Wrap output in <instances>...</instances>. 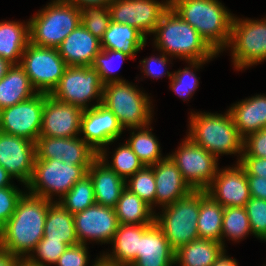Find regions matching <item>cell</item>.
<instances>
[{"instance_id":"3957f363","label":"cell","mask_w":266,"mask_h":266,"mask_svg":"<svg viewBox=\"0 0 266 266\" xmlns=\"http://www.w3.org/2000/svg\"><path fill=\"white\" fill-rule=\"evenodd\" d=\"M170 7L217 54L229 45L233 16L218 0H170Z\"/></svg>"},{"instance_id":"8992f818","label":"cell","mask_w":266,"mask_h":266,"mask_svg":"<svg viewBox=\"0 0 266 266\" xmlns=\"http://www.w3.org/2000/svg\"><path fill=\"white\" fill-rule=\"evenodd\" d=\"M101 104L117 117L123 129L137 130L151 124L150 96L127 81L105 84Z\"/></svg>"},{"instance_id":"ac0fdd59","label":"cell","mask_w":266,"mask_h":266,"mask_svg":"<svg viewBox=\"0 0 266 266\" xmlns=\"http://www.w3.org/2000/svg\"><path fill=\"white\" fill-rule=\"evenodd\" d=\"M83 109L55 100L44 93V108L40 136L76 137L80 133Z\"/></svg>"},{"instance_id":"d6a6232c","label":"cell","mask_w":266,"mask_h":266,"mask_svg":"<svg viewBox=\"0 0 266 266\" xmlns=\"http://www.w3.org/2000/svg\"><path fill=\"white\" fill-rule=\"evenodd\" d=\"M119 224L150 225L155 222L151 206L125 188L114 207Z\"/></svg>"},{"instance_id":"e0dca14e","label":"cell","mask_w":266,"mask_h":266,"mask_svg":"<svg viewBox=\"0 0 266 266\" xmlns=\"http://www.w3.org/2000/svg\"><path fill=\"white\" fill-rule=\"evenodd\" d=\"M35 158V142L0 131V165L25 186L32 177Z\"/></svg>"},{"instance_id":"7a4b0ae2","label":"cell","mask_w":266,"mask_h":266,"mask_svg":"<svg viewBox=\"0 0 266 266\" xmlns=\"http://www.w3.org/2000/svg\"><path fill=\"white\" fill-rule=\"evenodd\" d=\"M152 34L156 36L154 44L157 50L188 61L191 68L198 69L217 55L197 30L171 7L162 15Z\"/></svg>"},{"instance_id":"484cf974","label":"cell","mask_w":266,"mask_h":266,"mask_svg":"<svg viewBox=\"0 0 266 266\" xmlns=\"http://www.w3.org/2000/svg\"><path fill=\"white\" fill-rule=\"evenodd\" d=\"M234 124L244 139L266 127V95L246 98L229 108Z\"/></svg>"},{"instance_id":"d4e9b609","label":"cell","mask_w":266,"mask_h":266,"mask_svg":"<svg viewBox=\"0 0 266 266\" xmlns=\"http://www.w3.org/2000/svg\"><path fill=\"white\" fill-rule=\"evenodd\" d=\"M145 225L119 224L111 241L112 254L100 255L101 260L113 266H131L138 259L140 237Z\"/></svg>"},{"instance_id":"681fc988","label":"cell","mask_w":266,"mask_h":266,"mask_svg":"<svg viewBox=\"0 0 266 266\" xmlns=\"http://www.w3.org/2000/svg\"><path fill=\"white\" fill-rule=\"evenodd\" d=\"M250 196L266 200V178L254 175H247Z\"/></svg>"},{"instance_id":"f5cc1de1","label":"cell","mask_w":266,"mask_h":266,"mask_svg":"<svg viewBox=\"0 0 266 266\" xmlns=\"http://www.w3.org/2000/svg\"><path fill=\"white\" fill-rule=\"evenodd\" d=\"M226 250H224L221 255L216 259V262L212 266H238L235 258H230L225 255Z\"/></svg>"},{"instance_id":"9c48e42d","label":"cell","mask_w":266,"mask_h":266,"mask_svg":"<svg viewBox=\"0 0 266 266\" xmlns=\"http://www.w3.org/2000/svg\"><path fill=\"white\" fill-rule=\"evenodd\" d=\"M232 62L239 71L266 60V19L252 20L235 17L231 23L229 45Z\"/></svg>"},{"instance_id":"d6986e66","label":"cell","mask_w":266,"mask_h":266,"mask_svg":"<svg viewBox=\"0 0 266 266\" xmlns=\"http://www.w3.org/2000/svg\"><path fill=\"white\" fill-rule=\"evenodd\" d=\"M35 159H56L74 165H91L98 153L82 138L39 136L35 142Z\"/></svg>"},{"instance_id":"5bb4252c","label":"cell","mask_w":266,"mask_h":266,"mask_svg":"<svg viewBox=\"0 0 266 266\" xmlns=\"http://www.w3.org/2000/svg\"><path fill=\"white\" fill-rule=\"evenodd\" d=\"M169 7L170 0H112L108 5L111 21L135 27L145 37L154 32Z\"/></svg>"},{"instance_id":"7dc6e473","label":"cell","mask_w":266,"mask_h":266,"mask_svg":"<svg viewBox=\"0 0 266 266\" xmlns=\"http://www.w3.org/2000/svg\"><path fill=\"white\" fill-rule=\"evenodd\" d=\"M161 55L162 56L159 57L152 56L140 61V63L143 65L142 72H144L146 76L154 77L157 79L163 77V75L166 74L171 79L173 73H170L168 70L166 71V64L169 61L167 55H165L164 52H162Z\"/></svg>"},{"instance_id":"b9f144b4","label":"cell","mask_w":266,"mask_h":266,"mask_svg":"<svg viewBox=\"0 0 266 266\" xmlns=\"http://www.w3.org/2000/svg\"><path fill=\"white\" fill-rule=\"evenodd\" d=\"M245 208L252 234L266 242V200L251 197Z\"/></svg>"},{"instance_id":"f546056e","label":"cell","mask_w":266,"mask_h":266,"mask_svg":"<svg viewBox=\"0 0 266 266\" xmlns=\"http://www.w3.org/2000/svg\"><path fill=\"white\" fill-rule=\"evenodd\" d=\"M42 239L63 241L69 246L79 244L74 226V215L57 201L48 208Z\"/></svg>"},{"instance_id":"277c9868","label":"cell","mask_w":266,"mask_h":266,"mask_svg":"<svg viewBox=\"0 0 266 266\" xmlns=\"http://www.w3.org/2000/svg\"><path fill=\"white\" fill-rule=\"evenodd\" d=\"M188 137L197 145L213 154H239L237 163L243 153V138L236 128L233 118L227 110L218 113H192L190 115Z\"/></svg>"},{"instance_id":"7c38bea8","label":"cell","mask_w":266,"mask_h":266,"mask_svg":"<svg viewBox=\"0 0 266 266\" xmlns=\"http://www.w3.org/2000/svg\"><path fill=\"white\" fill-rule=\"evenodd\" d=\"M193 190H206L218 171V159L188 136L178 150L168 155Z\"/></svg>"},{"instance_id":"8fae6325","label":"cell","mask_w":266,"mask_h":266,"mask_svg":"<svg viewBox=\"0 0 266 266\" xmlns=\"http://www.w3.org/2000/svg\"><path fill=\"white\" fill-rule=\"evenodd\" d=\"M19 65L36 91L48 95L56 88L67 67L57 48L41 47L30 42Z\"/></svg>"},{"instance_id":"30bf717a","label":"cell","mask_w":266,"mask_h":266,"mask_svg":"<svg viewBox=\"0 0 266 266\" xmlns=\"http://www.w3.org/2000/svg\"><path fill=\"white\" fill-rule=\"evenodd\" d=\"M103 88L100 75L92 66H67L50 96L85 110L90 108L87 103L94 98L96 105L102 103Z\"/></svg>"},{"instance_id":"c3c4849f","label":"cell","mask_w":266,"mask_h":266,"mask_svg":"<svg viewBox=\"0 0 266 266\" xmlns=\"http://www.w3.org/2000/svg\"><path fill=\"white\" fill-rule=\"evenodd\" d=\"M239 164L245 169L246 175L266 178V158L241 156Z\"/></svg>"},{"instance_id":"ee69618b","label":"cell","mask_w":266,"mask_h":266,"mask_svg":"<svg viewBox=\"0 0 266 266\" xmlns=\"http://www.w3.org/2000/svg\"><path fill=\"white\" fill-rule=\"evenodd\" d=\"M24 193L14 185L0 187V230L13 215L17 202Z\"/></svg>"},{"instance_id":"bcb514c9","label":"cell","mask_w":266,"mask_h":266,"mask_svg":"<svg viewBox=\"0 0 266 266\" xmlns=\"http://www.w3.org/2000/svg\"><path fill=\"white\" fill-rule=\"evenodd\" d=\"M87 251V246L81 243L68 246L56 264L57 266H87L89 263Z\"/></svg>"},{"instance_id":"7bdbcfd3","label":"cell","mask_w":266,"mask_h":266,"mask_svg":"<svg viewBox=\"0 0 266 266\" xmlns=\"http://www.w3.org/2000/svg\"><path fill=\"white\" fill-rule=\"evenodd\" d=\"M198 84V79L192 69L185 67L184 70L180 69L173 73L170 89L178 94L180 98L182 97L184 101L187 97L186 100H189L193 96L192 94L198 88Z\"/></svg>"},{"instance_id":"e575fe53","label":"cell","mask_w":266,"mask_h":266,"mask_svg":"<svg viewBox=\"0 0 266 266\" xmlns=\"http://www.w3.org/2000/svg\"><path fill=\"white\" fill-rule=\"evenodd\" d=\"M57 202L73 215L94 205L95 193L90 176L87 174L77 181Z\"/></svg>"},{"instance_id":"603a6c76","label":"cell","mask_w":266,"mask_h":266,"mask_svg":"<svg viewBox=\"0 0 266 266\" xmlns=\"http://www.w3.org/2000/svg\"><path fill=\"white\" fill-rule=\"evenodd\" d=\"M175 265V250L161 228L154 222L145 225L140 237L138 259L131 266H172Z\"/></svg>"},{"instance_id":"9f6ffc18","label":"cell","mask_w":266,"mask_h":266,"mask_svg":"<svg viewBox=\"0 0 266 266\" xmlns=\"http://www.w3.org/2000/svg\"><path fill=\"white\" fill-rule=\"evenodd\" d=\"M17 266H40L30 262L27 258H20Z\"/></svg>"},{"instance_id":"d590c367","label":"cell","mask_w":266,"mask_h":266,"mask_svg":"<svg viewBox=\"0 0 266 266\" xmlns=\"http://www.w3.org/2000/svg\"><path fill=\"white\" fill-rule=\"evenodd\" d=\"M252 234L250 221L245 207H226L224 208V215L222 221L221 243L225 248L223 242L224 237L230 238L232 241H238L248 235Z\"/></svg>"},{"instance_id":"60d3db41","label":"cell","mask_w":266,"mask_h":266,"mask_svg":"<svg viewBox=\"0 0 266 266\" xmlns=\"http://www.w3.org/2000/svg\"><path fill=\"white\" fill-rule=\"evenodd\" d=\"M68 246L69 245L63 241L41 239L27 259L40 266H49L50 264L56 265L59 257L64 253ZM32 253L37 255H33Z\"/></svg>"},{"instance_id":"83f0119b","label":"cell","mask_w":266,"mask_h":266,"mask_svg":"<svg viewBox=\"0 0 266 266\" xmlns=\"http://www.w3.org/2000/svg\"><path fill=\"white\" fill-rule=\"evenodd\" d=\"M147 38L135 27L110 22L101 39V49L122 51L132 59L146 45Z\"/></svg>"},{"instance_id":"ab89813d","label":"cell","mask_w":266,"mask_h":266,"mask_svg":"<svg viewBox=\"0 0 266 266\" xmlns=\"http://www.w3.org/2000/svg\"><path fill=\"white\" fill-rule=\"evenodd\" d=\"M114 58H118V60L120 59L121 60L120 64H122L125 59H129L131 57L123 53L122 51L102 49L95 56L94 62L92 64V67L98 72L101 81L104 85L112 82L125 81L122 78L113 76L114 75L113 72H116L119 69V67L118 68L113 67Z\"/></svg>"},{"instance_id":"816d5d0a","label":"cell","mask_w":266,"mask_h":266,"mask_svg":"<svg viewBox=\"0 0 266 266\" xmlns=\"http://www.w3.org/2000/svg\"><path fill=\"white\" fill-rule=\"evenodd\" d=\"M71 4H74L78 8L86 5H109L112 0H66Z\"/></svg>"},{"instance_id":"6da1fadb","label":"cell","mask_w":266,"mask_h":266,"mask_svg":"<svg viewBox=\"0 0 266 266\" xmlns=\"http://www.w3.org/2000/svg\"><path fill=\"white\" fill-rule=\"evenodd\" d=\"M53 202L24 193L13 215L0 230V249L27 258L44 236L46 215Z\"/></svg>"},{"instance_id":"44dd1931","label":"cell","mask_w":266,"mask_h":266,"mask_svg":"<svg viewBox=\"0 0 266 266\" xmlns=\"http://www.w3.org/2000/svg\"><path fill=\"white\" fill-rule=\"evenodd\" d=\"M151 166L156 181V205L165 207L173 204L193 190L183 179L180 170L168 155Z\"/></svg>"},{"instance_id":"52a82bcc","label":"cell","mask_w":266,"mask_h":266,"mask_svg":"<svg viewBox=\"0 0 266 266\" xmlns=\"http://www.w3.org/2000/svg\"><path fill=\"white\" fill-rule=\"evenodd\" d=\"M90 166L56 159H35L32 177L25 187L31 195L53 201L52 196L57 194L61 199L77 181L87 175Z\"/></svg>"},{"instance_id":"11a10c76","label":"cell","mask_w":266,"mask_h":266,"mask_svg":"<svg viewBox=\"0 0 266 266\" xmlns=\"http://www.w3.org/2000/svg\"><path fill=\"white\" fill-rule=\"evenodd\" d=\"M11 66L12 64L8 60L0 57V80L5 76Z\"/></svg>"},{"instance_id":"9a60e30c","label":"cell","mask_w":266,"mask_h":266,"mask_svg":"<svg viewBox=\"0 0 266 266\" xmlns=\"http://www.w3.org/2000/svg\"><path fill=\"white\" fill-rule=\"evenodd\" d=\"M74 226L79 243L87 245L86 241L91 239L110 244L119 227V221L114 208L95 203L74 214Z\"/></svg>"},{"instance_id":"f1b7e54d","label":"cell","mask_w":266,"mask_h":266,"mask_svg":"<svg viewBox=\"0 0 266 266\" xmlns=\"http://www.w3.org/2000/svg\"><path fill=\"white\" fill-rule=\"evenodd\" d=\"M30 42L29 21L27 24L15 21L0 22V57L11 64H20L21 57Z\"/></svg>"},{"instance_id":"f6af8a7d","label":"cell","mask_w":266,"mask_h":266,"mask_svg":"<svg viewBox=\"0 0 266 266\" xmlns=\"http://www.w3.org/2000/svg\"><path fill=\"white\" fill-rule=\"evenodd\" d=\"M242 156L266 158V127L243 139Z\"/></svg>"},{"instance_id":"4316f807","label":"cell","mask_w":266,"mask_h":266,"mask_svg":"<svg viewBox=\"0 0 266 266\" xmlns=\"http://www.w3.org/2000/svg\"><path fill=\"white\" fill-rule=\"evenodd\" d=\"M38 92L19 64H12L0 80V110L27 100Z\"/></svg>"},{"instance_id":"5b68a950","label":"cell","mask_w":266,"mask_h":266,"mask_svg":"<svg viewBox=\"0 0 266 266\" xmlns=\"http://www.w3.org/2000/svg\"><path fill=\"white\" fill-rule=\"evenodd\" d=\"M80 23V8L66 0H53L29 20L30 43L57 48Z\"/></svg>"},{"instance_id":"cb8c5ba5","label":"cell","mask_w":266,"mask_h":266,"mask_svg":"<svg viewBox=\"0 0 266 266\" xmlns=\"http://www.w3.org/2000/svg\"><path fill=\"white\" fill-rule=\"evenodd\" d=\"M87 174L93 182L95 203L114 208L127 181L118 176L99 156L92 162Z\"/></svg>"},{"instance_id":"836d02e7","label":"cell","mask_w":266,"mask_h":266,"mask_svg":"<svg viewBox=\"0 0 266 266\" xmlns=\"http://www.w3.org/2000/svg\"><path fill=\"white\" fill-rule=\"evenodd\" d=\"M138 130L136 134V131L133 130L131 137L126 142L139 160L144 166H151L163 160L165 157H161L160 144L149 127L138 128Z\"/></svg>"},{"instance_id":"ffe728a7","label":"cell","mask_w":266,"mask_h":266,"mask_svg":"<svg viewBox=\"0 0 266 266\" xmlns=\"http://www.w3.org/2000/svg\"><path fill=\"white\" fill-rule=\"evenodd\" d=\"M217 171L213 182L206 189L222 207H245L250 200V190L245 169L239 164Z\"/></svg>"},{"instance_id":"2e32d148","label":"cell","mask_w":266,"mask_h":266,"mask_svg":"<svg viewBox=\"0 0 266 266\" xmlns=\"http://www.w3.org/2000/svg\"><path fill=\"white\" fill-rule=\"evenodd\" d=\"M123 130L117 117L104 105L94 104L83 110L80 133L84 134L82 139L97 153L119 139Z\"/></svg>"},{"instance_id":"ba28073f","label":"cell","mask_w":266,"mask_h":266,"mask_svg":"<svg viewBox=\"0 0 266 266\" xmlns=\"http://www.w3.org/2000/svg\"><path fill=\"white\" fill-rule=\"evenodd\" d=\"M163 208L160 216L155 215V223L175 251L180 246L199 239L197 221L200 190H192L188 195Z\"/></svg>"},{"instance_id":"4dcf8cb0","label":"cell","mask_w":266,"mask_h":266,"mask_svg":"<svg viewBox=\"0 0 266 266\" xmlns=\"http://www.w3.org/2000/svg\"><path fill=\"white\" fill-rule=\"evenodd\" d=\"M226 250L222 243L213 240L197 239L180 246L175 251V264L180 266H212Z\"/></svg>"},{"instance_id":"74e56055","label":"cell","mask_w":266,"mask_h":266,"mask_svg":"<svg viewBox=\"0 0 266 266\" xmlns=\"http://www.w3.org/2000/svg\"><path fill=\"white\" fill-rule=\"evenodd\" d=\"M126 188L136 194L149 206L154 208L156 181L152 166H143L138 172L129 177Z\"/></svg>"},{"instance_id":"8d00e7d4","label":"cell","mask_w":266,"mask_h":266,"mask_svg":"<svg viewBox=\"0 0 266 266\" xmlns=\"http://www.w3.org/2000/svg\"><path fill=\"white\" fill-rule=\"evenodd\" d=\"M107 152L103 148L98 156L120 177L127 181L130 176L138 172L144 164L139 160L138 156L132 151L131 147L126 143L121 145L113 155L112 163L107 162Z\"/></svg>"},{"instance_id":"6f0895ef","label":"cell","mask_w":266,"mask_h":266,"mask_svg":"<svg viewBox=\"0 0 266 266\" xmlns=\"http://www.w3.org/2000/svg\"><path fill=\"white\" fill-rule=\"evenodd\" d=\"M92 266H113V265L106 264L105 262L101 260V257H99L97 258V260H95Z\"/></svg>"},{"instance_id":"f907efd6","label":"cell","mask_w":266,"mask_h":266,"mask_svg":"<svg viewBox=\"0 0 266 266\" xmlns=\"http://www.w3.org/2000/svg\"><path fill=\"white\" fill-rule=\"evenodd\" d=\"M19 257L0 249V266H17Z\"/></svg>"},{"instance_id":"db71d44e","label":"cell","mask_w":266,"mask_h":266,"mask_svg":"<svg viewBox=\"0 0 266 266\" xmlns=\"http://www.w3.org/2000/svg\"><path fill=\"white\" fill-rule=\"evenodd\" d=\"M12 179L13 177L0 165V187L13 186L14 184L10 183Z\"/></svg>"},{"instance_id":"f35d334b","label":"cell","mask_w":266,"mask_h":266,"mask_svg":"<svg viewBox=\"0 0 266 266\" xmlns=\"http://www.w3.org/2000/svg\"><path fill=\"white\" fill-rule=\"evenodd\" d=\"M80 12L81 24L101 40L111 22L108 5H86L80 7Z\"/></svg>"},{"instance_id":"7402d4cb","label":"cell","mask_w":266,"mask_h":266,"mask_svg":"<svg viewBox=\"0 0 266 266\" xmlns=\"http://www.w3.org/2000/svg\"><path fill=\"white\" fill-rule=\"evenodd\" d=\"M57 50L67 66H92L95 56L102 50L101 40L80 23Z\"/></svg>"},{"instance_id":"1f68e13d","label":"cell","mask_w":266,"mask_h":266,"mask_svg":"<svg viewBox=\"0 0 266 266\" xmlns=\"http://www.w3.org/2000/svg\"><path fill=\"white\" fill-rule=\"evenodd\" d=\"M224 207L216 202L206 190H200V209L197 221L199 239L221 243Z\"/></svg>"},{"instance_id":"4fadbf2b","label":"cell","mask_w":266,"mask_h":266,"mask_svg":"<svg viewBox=\"0 0 266 266\" xmlns=\"http://www.w3.org/2000/svg\"><path fill=\"white\" fill-rule=\"evenodd\" d=\"M44 93L0 110V131L36 142L40 136Z\"/></svg>"}]
</instances>
